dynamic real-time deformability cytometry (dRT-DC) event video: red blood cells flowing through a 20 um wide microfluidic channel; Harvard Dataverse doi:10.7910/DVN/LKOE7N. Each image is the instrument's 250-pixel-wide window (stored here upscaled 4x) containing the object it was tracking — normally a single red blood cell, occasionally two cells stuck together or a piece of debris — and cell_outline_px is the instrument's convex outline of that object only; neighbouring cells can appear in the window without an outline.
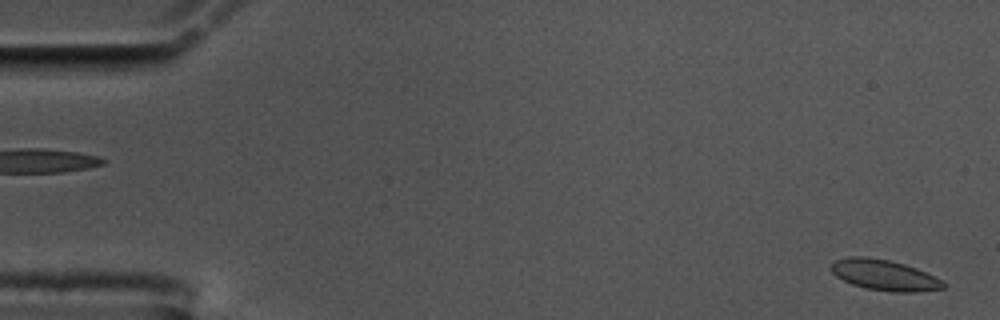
{"species": "common noctule bat (a hibernating species)", "species_latin": "Nyctalus noctula", "temperature_condition": "cold", "stored_images_in_passage": 56, "camera_frame_rate_fps": 3000, "um_per_image_px": 0.085, "animal": {"sex": "male", "body_mass_g": 17.5, "forearm_length_mm": 52.3}, "frame": {"image": 1, "passage_image": 1, "time_ms": 0.0, "image_size_px": [1000, 320], "cell_outline_px": [[944, 288], [920, 292], [892, 292], [864, 288], [852, 284], [836, 276], [832, 272], [832, 264], [836, 260], [848, 256], [864, 256], [888, 260], [904, 264], [916, 268], [940, 280], [944, 284]], "centroid_in_image_um": [75.14, 23.39], "position_along_channel_um": 9.9, "area_um2": 19.83}}
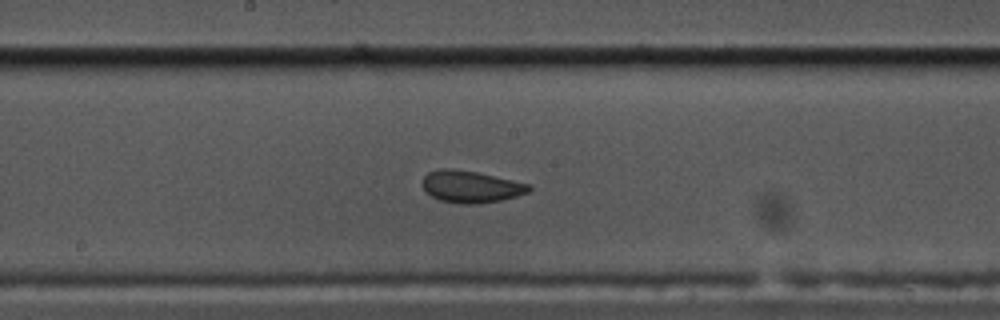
{"frame": {"image": 2, "passage_image": 29, "time_ms": 9.333, "image_size_px": [1000, 320], "cell_outline_px": [[532, 188], [528, 192], [516, 196], [500, 200], [480, 204], [460, 204], [440, 200], [432, 196], [420, 184], [424, 176], [428, 172], [440, 168], [448, 168], [476, 172], [532, 184]], "centroid_in_image_um": [40.02, 15.87], "position_along_channel_um": 208.2, "area_um2": 19.88}}
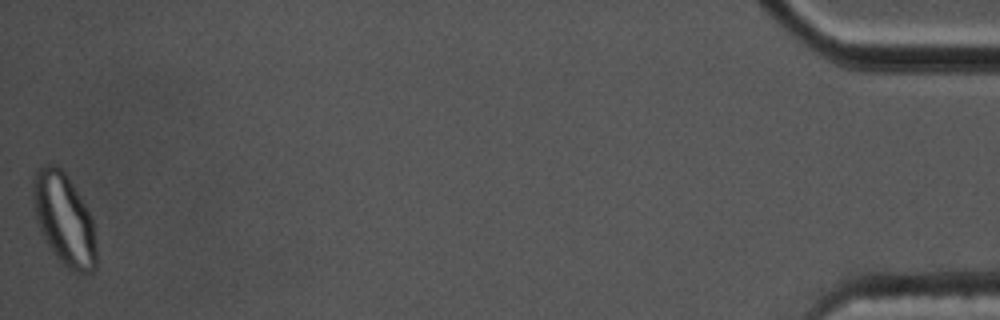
{"frame": {"image": 3, "passage_image": 56, "time_ms": 18.333, "image_size_px": [1000, 320], "cell_outline_px": [[96, 268], [92, 272], [76, 272], [60, 264], [48, 244], [36, 220], [32, 196], [32, 180], [36, 168], [44, 164], [56, 164], [68, 176], [92, 216], [96, 248]], "centroid_in_image_um": [5.44, 18.61], "position_along_channel_um": 429.8, "area_um2": 34.1}, "authors_computed_cell_mechanics": {"area_um2": 20.0566, "velocity_mm_per_s": 3.5292, "shape_relaxation_time_tau1_ms": 8.5029, "shape_relaxation_time_tau2_ms": null, "deformation_change_tau1": 0.1492, "deformation_change_tau2": null}}